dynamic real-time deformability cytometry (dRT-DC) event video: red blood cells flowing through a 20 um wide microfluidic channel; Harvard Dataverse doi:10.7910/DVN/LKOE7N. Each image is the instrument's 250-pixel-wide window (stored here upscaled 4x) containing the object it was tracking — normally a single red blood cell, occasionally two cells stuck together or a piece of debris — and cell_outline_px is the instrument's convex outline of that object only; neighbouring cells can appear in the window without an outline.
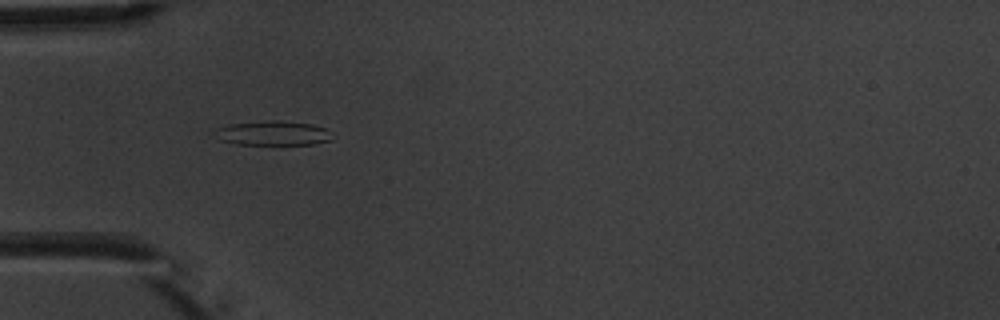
{"species": "common noctule bat (a hibernating species)", "species_latin": "Nyctalus noctula", "temperature_condition": "warm", "stored_images_in_passage": 3, "camera_frame_rate_fps": 3000, "um_per_image_px": 0.085, "animal": {"sex": "male", "body_mass_g": 20.1, "forearm_length_mm": 53.5}, "frame": {"image": 1, "passage_image": 2, "time_ms": 1.0, "image_size_px": [1000, 320], "cell_outline_px": [[336, 136], [332, 140], [312, 144], [236, 144], [220, 140], [208, 132], [216, 128], [228, 124], [272, 120], [280, 120], [312, 124], [324, 128], [332, 132]], "centroid_in_image_um": [23.17, 11.31], "position_along_channel_um": 61.8, "area_um2": 17.11}}